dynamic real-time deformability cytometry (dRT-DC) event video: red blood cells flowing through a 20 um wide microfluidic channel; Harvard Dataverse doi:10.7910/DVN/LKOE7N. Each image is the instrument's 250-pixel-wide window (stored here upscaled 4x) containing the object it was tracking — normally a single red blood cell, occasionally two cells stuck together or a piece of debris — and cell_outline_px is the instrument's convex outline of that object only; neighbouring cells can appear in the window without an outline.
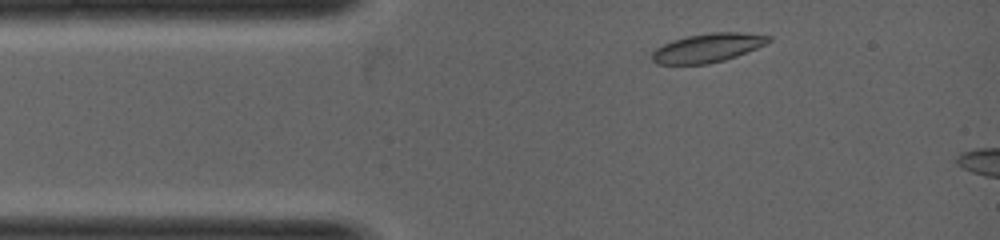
{"species": "common noctule bat (a hibernating species)", "species_latin": "Nyctalus noctula", "temperature_condition": "warm", "stored_images_in_passage": 2, "camera_frame_rate_fps": 5000, "um_per_image_px": 0.085, "animal": {"sex": "female", "body_mass_g": 19.0, "forearm_length_mm": 53.3}, "frame": {"image": 1, "passage_image": 1, "time_ms": 0.0, "image_size_px": [1000, 240], "cell_outline_px": [[772, 40], [756, 48], [736, 56], [724, 60], [708, 64], [656, 64], [652, 60], [652, 52], [656, 48], [672, 40], [688, 36], [712, 32], [740, 32], [772, 36]], "centroid_in_image_um": [60.14, 4.06], "position_along_channel_um": 24.9, "area_um2": 19.48}}